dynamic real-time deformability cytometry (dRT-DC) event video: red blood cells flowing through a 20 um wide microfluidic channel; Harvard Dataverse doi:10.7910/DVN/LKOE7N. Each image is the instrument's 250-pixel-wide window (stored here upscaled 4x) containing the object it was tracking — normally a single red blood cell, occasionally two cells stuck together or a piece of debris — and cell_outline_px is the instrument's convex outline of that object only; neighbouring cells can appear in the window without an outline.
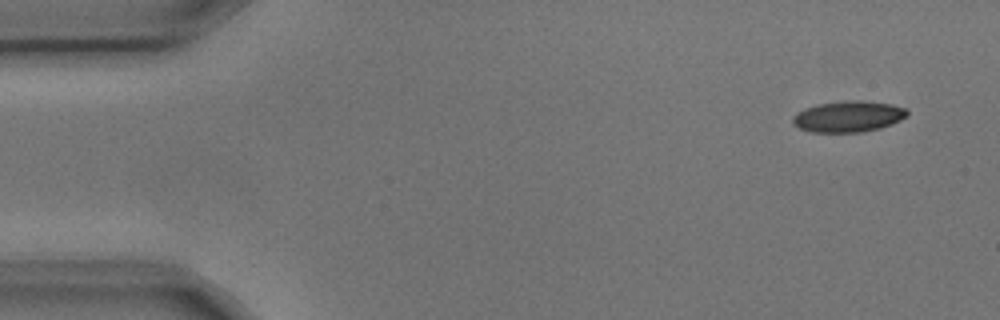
{"species": "common noctule bat (a hibernating species)", "species_latin": "Nyctalus noctula", "temperature_condition": "cold", "stored_images_in_passage": 5, "camera_frame_rate_fps": 3000, "um_per_image_px": 0.085, "animal": {"sex": "male", "body_mass_g": 17.9, "forearm_length_mm": 54.2}, "frame": {"image": 1, "passage_image": 1, "time_ms": 0.0, "image_size_px": [1000, 320], "cell_outline_px": [[908, 116], [892, 124], [880, 128], [860, 132], [812, 132], [800, 128], [792, 124], [792, 116], [796, 112], [804, 108], [816, 104], [844, 100], [864, 100], [892, 104], [904, 108], [908, 112]], "centroid_in_image_um": [72.08, 9.89], "position_along_channel_um": 12.9, "area_um2": 20.98}}
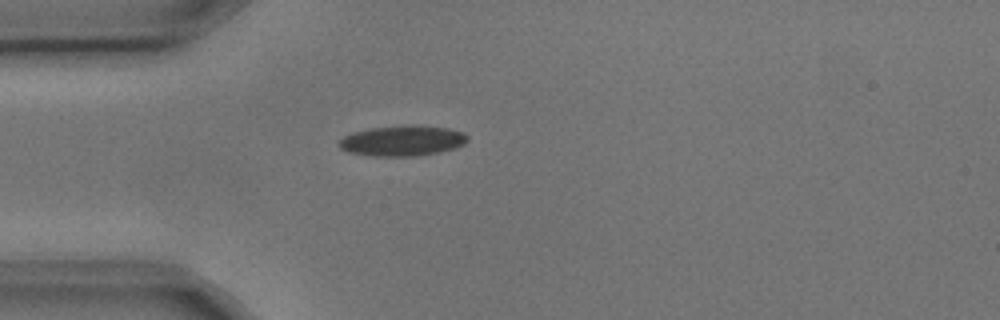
{"frame": {"image": 2, "passage_image": 4, "time_ms": 1.0, "image_size_px": [1000, 320], "cell_outline_px": [[468, 140], [464, 144], [456, 148], [440, 152], [416, 156], [372, 156], [348, 152], [340, 148], [336, 144], [344, 136], [352, 132], [372, 128], [408, 124], [416, 124], [448, 128], [464, 132], [468, 136]], "centroid_in_image_um": [34.22, 11.95], "position_along_channel_um": 50.8, "area_um2": 23.18}}